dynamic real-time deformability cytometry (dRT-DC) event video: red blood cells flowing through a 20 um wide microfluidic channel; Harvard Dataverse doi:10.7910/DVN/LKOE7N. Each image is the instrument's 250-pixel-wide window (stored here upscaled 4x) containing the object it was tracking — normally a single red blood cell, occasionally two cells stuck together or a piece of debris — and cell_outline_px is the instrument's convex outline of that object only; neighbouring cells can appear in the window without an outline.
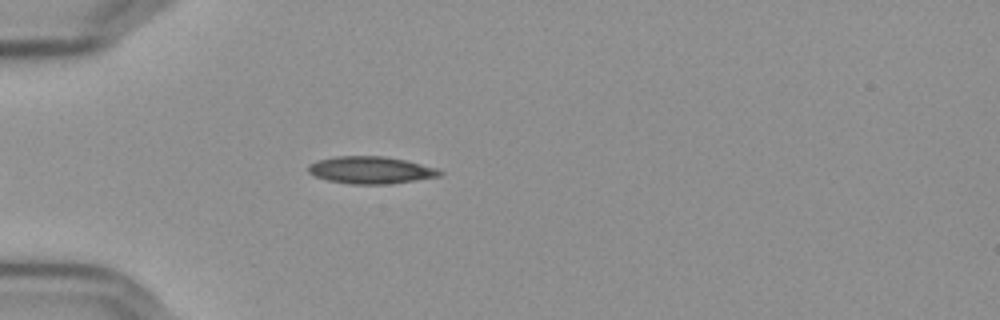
{"species": "Egyptian fruit bat (a non-hibernating species)", "species_latin": "Rousettus aegyptiacus", "temperature_condition": "cold", "stored_images_in_passage": 37, "camera_frame_rate_fps": 3000, "um_per_image_px": 0.085, "frame": {"image": 1, "passage_image": 1, "time_ms": 0.0, "image_size_px": [1000, 320], "cell_outline_px": [[444, 172], [440, 176], [416, 180], [388, 184], [352, 184], [328, 180], [316, 176], [308, 172], [308, 164], [316, 160], [336, 156], [384, 156], [404, 160], [440, 168]], "centroid_in_image_um": [31.53, 14.45], "position_along_channel_um": 53.5, "area_um2": 20.92}}
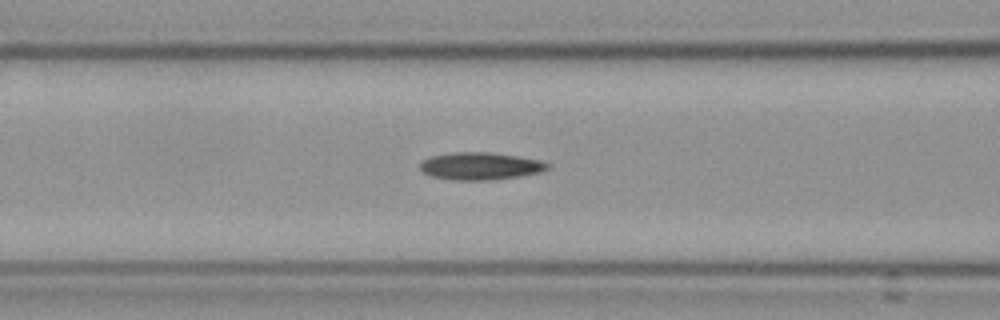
{"frame": {"image": 2, "passage_image": 8, "time_ms": 2.333, "image_size_px": [1000, 320], "cell_outline_px": [[548, 168], [540, 172], [520, 176], [484, 180], [456, 180], [432, 176], [424, 172], [420, 168], [420, 160], [432, 156], [452, 152], [488, 152], [516, 156], [540, 160], [548, 164]], "centroid_in_image_um": [40.79, 14.11], "position_along_channel_um": 125.8, "area_um2": 20.11}}
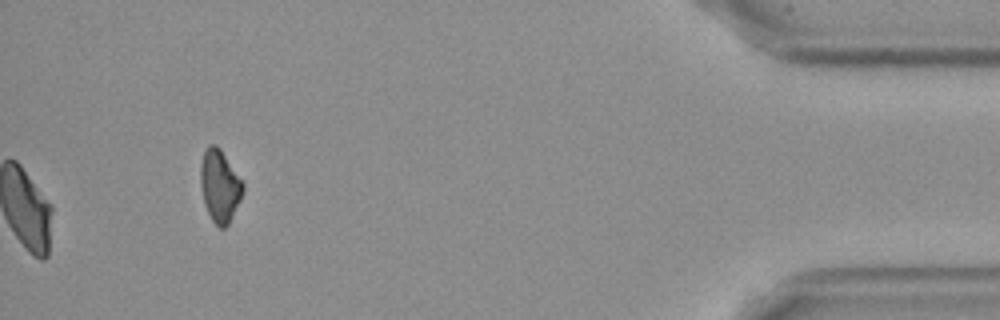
{"frame": {"image": 3, "passage_image": 37, "time_ms": 12.0, "image_size_px": [1000, 320], "cell_outline_px": [[244, 192], [228, 224], [224, 228], [220, 228], [212, 220], [208, 212], [204, 200], [200, 184], [200, 164], [204, 148], [208, 144], [216, 144], [220, 148], [244, 184]], "centroid_in_image_um": [18.67, 15.76], "position_along_channel_um": 416.5, "area_um2": 17.8}}